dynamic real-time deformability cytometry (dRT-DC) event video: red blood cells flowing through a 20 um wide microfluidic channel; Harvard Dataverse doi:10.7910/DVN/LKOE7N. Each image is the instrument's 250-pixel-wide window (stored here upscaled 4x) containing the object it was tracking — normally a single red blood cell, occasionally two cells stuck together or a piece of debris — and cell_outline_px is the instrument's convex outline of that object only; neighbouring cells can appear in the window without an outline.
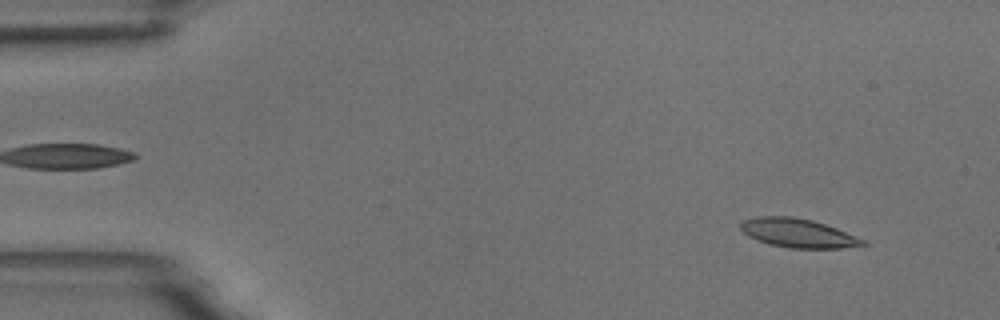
{"species": "common noctule bat (a hibernating species)", "species_latin": "Nyctalus noctula", "temperature_condition": "room temperature", "stored_images_in_passage": 4, "camera_frame_rate_fps": 3000, "um_per_image_px": 0.085, "animal": {"sex": "male", "body_mass_g": 18.8}, "frame": {"image": 1, "passage_image": 1, "time_ms": 0.0, "image_size_px": [1000, 320], "cell_outline_px": [[868, 244], [840, 248], [792, 248], [772, 244], [748, 236], [740, 228], [740, 224], [744, 220], [756, 216], [792, 216], [812, 220], [836, 228], [864, 240]], "centroid_in_image_um": [67.81, 19.8], "position_along_channel_um": 17.2, "area_um2": 20.17}}
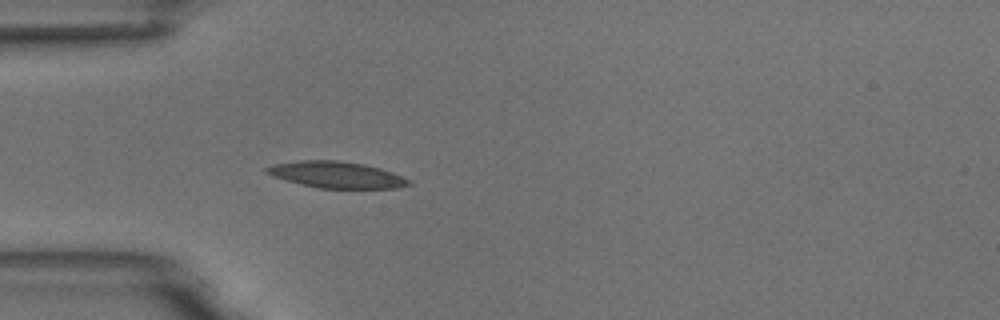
{"frame": {"image": 2, "passage_image": 4, "time_ms": 3.667, "image_size_px": [1000, 320], "cell_outline_px": [[412, 184], [400, 188], [320, 188], [300, 184], [272, 176], [264, 172], [264, 168], [272, 164], [300, 160], [336, 160], [364, 164], [380, 168], [392, 172], [412, 180]], "centroid_in_image_um": [28.6, 14.85], "position_along_channel_um": 56.4, "area_um2": 22.02}}